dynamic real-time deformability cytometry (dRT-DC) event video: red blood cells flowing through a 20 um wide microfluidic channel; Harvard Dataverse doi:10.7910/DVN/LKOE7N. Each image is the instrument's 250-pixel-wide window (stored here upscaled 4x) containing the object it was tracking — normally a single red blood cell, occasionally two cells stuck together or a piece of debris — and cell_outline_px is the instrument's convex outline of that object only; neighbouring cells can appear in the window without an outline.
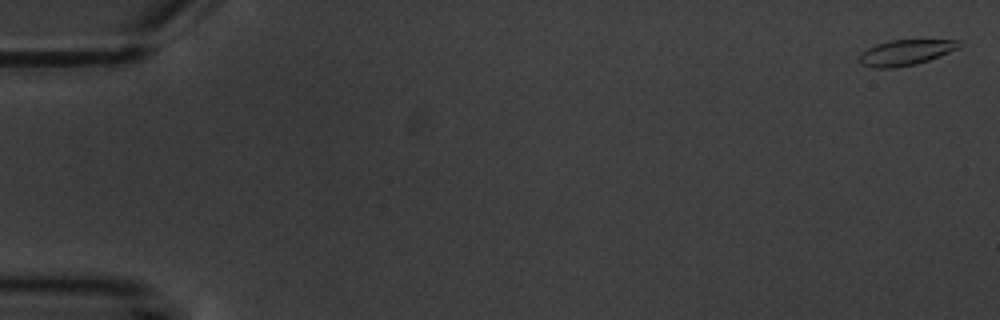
{"species": "common noctule bat (a hibernating species)", "species_latin": "Nyctalus noctula", "temperature_condition": "warm", "stored_images_in_passage": 5, "camera_frame_rate_fps": 3000, "um_per_image_px": 0.085, "animal": {"sex": "male", "body_mass_g": 20.1, "forearm_length_mm": 53.5}, "frame": {"image": 1, "passage_image": 1, "time_ms": 0.0, "image_size_px": [1000, 320], "cell_outline_px": [[964, 44], [960, 48], [928, 60], [916, 64], [896, 68], [872, 68], [860, 64], [860, 52], [876, 44], [888, 40], [964, 40]], "centroid_in_image_um": [77.0, 4.46], "position_along_channel_um": 8.0, "area_um2": 15.09}}
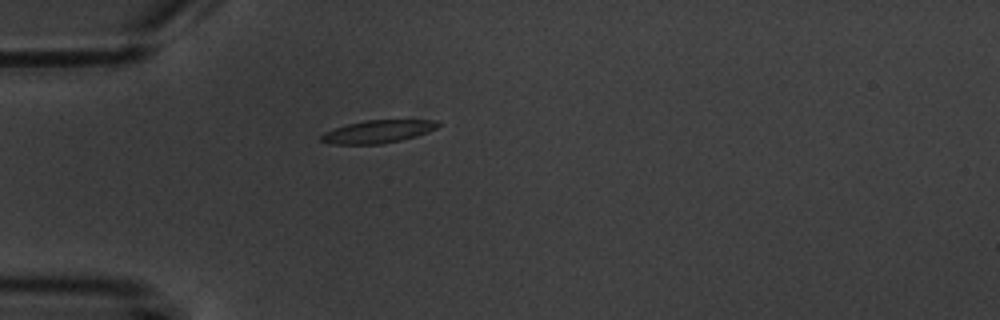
{"frame": {"image": 2, "passage_image": 5, "time_ms": 5.333, "image_size_px": [1000, 320], "cell_outline_px": [[440, 124], [436, 128], [428, 132], [416, 136], [400, 140], [380, 144], [332, 144], [320, 140], [320, 136], [324, 132], [348, 124], [364, 120], [436, 120]], "centroid_in_image_um": [32.12, 11.18], "position_along_channel_um": 52.9, "area_um2": 15.37}}